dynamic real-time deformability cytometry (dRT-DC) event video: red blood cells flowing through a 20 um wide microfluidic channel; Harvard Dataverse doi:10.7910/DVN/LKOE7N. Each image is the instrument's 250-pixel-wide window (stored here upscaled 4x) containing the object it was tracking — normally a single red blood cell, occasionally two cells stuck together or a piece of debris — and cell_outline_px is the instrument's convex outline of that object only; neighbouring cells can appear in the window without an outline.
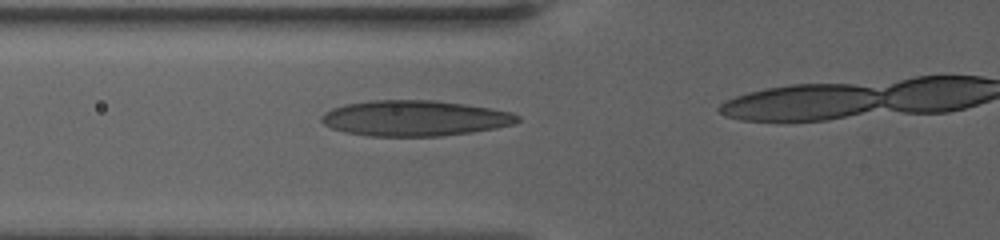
{"species": "human", "species_latin": "Homo sapiens", "temperature_condition": "warm", "stored_images_in_passage": 3, "camera_frame_rate_fps": 3000, "um_per_image_px": 0.085, "donor": {"sex": "female"}, "frame": {"image": 1, "passage_image": 2, "time_ms": 1.0, "image_size_px": [1000, 240], "cell_outline_px": [[520, 120], [516, 124], [496, 128], [472, 132], [440, 136], [372, 136], [344, 132], [332, 128], [324, 124], [320, 120], [320, 116], [324, 112], [332, 108], [344, 104], [368, 100], [436, 100], [492, 108], [512, 112], [520, 116]], "centroid_in_image_um": [35.26, 10.04], "position_along_channel_um": 90.5, "area_um2": 41.04}}